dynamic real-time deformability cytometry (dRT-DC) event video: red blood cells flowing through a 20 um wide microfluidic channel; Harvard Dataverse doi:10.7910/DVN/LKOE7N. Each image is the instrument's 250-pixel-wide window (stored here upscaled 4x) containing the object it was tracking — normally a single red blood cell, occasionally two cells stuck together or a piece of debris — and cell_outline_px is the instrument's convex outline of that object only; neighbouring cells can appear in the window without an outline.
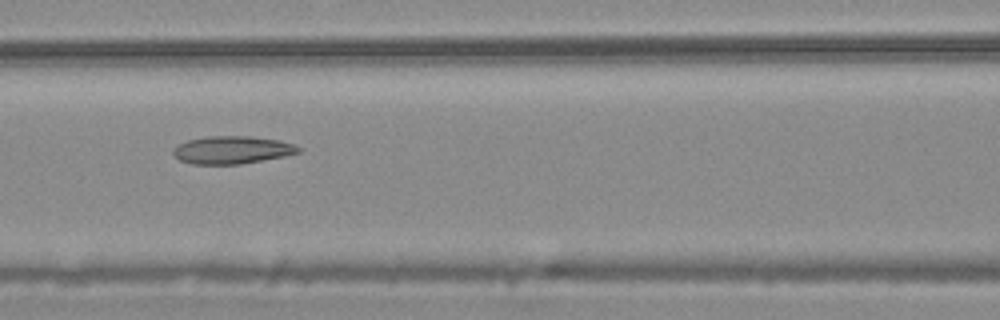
{"species": "common noctule bat (a hibernating species)", "species_latin": "Nyctalus noctula", "temperature_condition": "warm", "stored_images_in_passage": 6, "camera_frame_rate_fps": 3000, "um_per_image_px": 0.085, "animal": {"sex": "male", "body_mass_g": 20.4}, "frame": {"image": 1, "passage_image": 4, "time_ms": 1.0, "image_size_px": [1000, 320], "cell_outline_px": [[300, 152], [284, 156], [240, 164], [192, 164], [180, 160], [172, 152], [172, 148], [188, 140], [208, 136], [252, 136], [280, 140], [292, 144], [300, 148]], "centroid_in_image_um": [19.72, 12.74], "position_along_channel_um": 146.9, "area_um2": 20.11}}
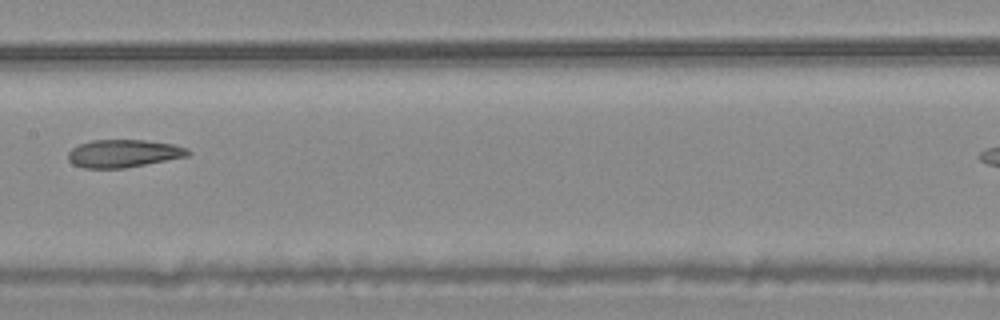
{"frame": {"image": 2, "passage_image": 5, "time_ms": 1.333, "image_size_px": [1000, 320], "cell_outline_px": [[192, 152], [188, 156], [124, 168], [84, 168], [72, 164], [68, 160], [68, 152], [72, 148], [80, 144], [92, 140], [144, 140], [172, 144], [188, 148]], "centroid_in_image_um": [10.49, 13.04], "position_along_channel_um": 196.9, "area_um2": 19.36}}
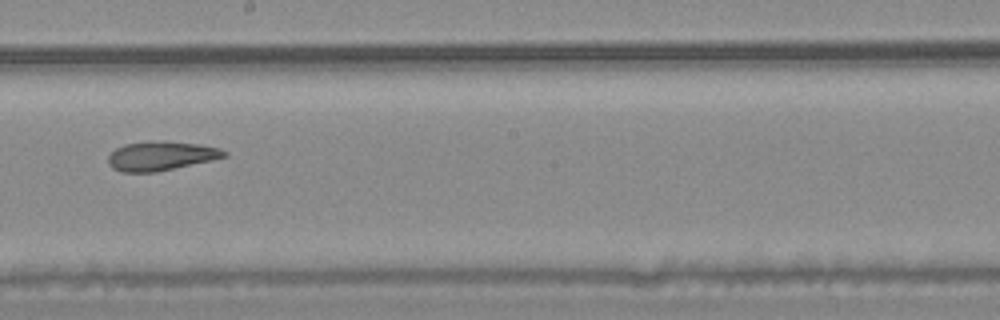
{"frame": {"image": 3, "passage_image": 6, "time_ms": 1.667, "image_size_px": [1000, 320], "cell_outline_px": [[228, 156], [212, 160], [156, 172], [120, 172], [112, 168], [108, 164], [108, 156], [116, 148], [124, 144], [200, 144], [220, 148], [228, 152]], "centroid_in_image_um": [13.69, 13.31], "position_along_channel_um": 234.5, "area_um2": 18.73}}